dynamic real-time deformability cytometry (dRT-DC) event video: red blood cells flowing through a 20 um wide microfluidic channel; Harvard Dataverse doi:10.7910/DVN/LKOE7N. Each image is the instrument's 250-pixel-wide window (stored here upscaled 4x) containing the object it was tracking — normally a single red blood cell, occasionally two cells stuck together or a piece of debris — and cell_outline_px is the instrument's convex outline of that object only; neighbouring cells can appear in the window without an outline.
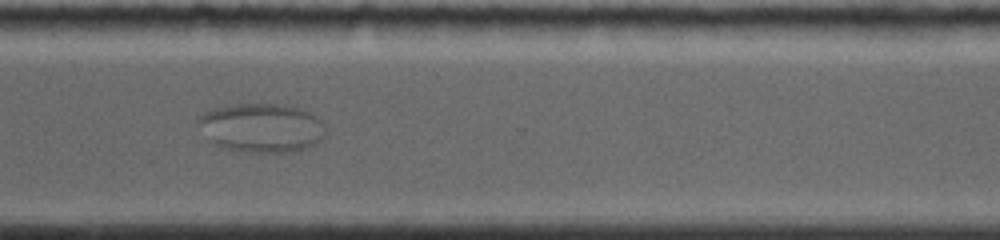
{"species": "common noctule bat (a hibernating species)", "species_latin": "Nyctalus noctula", "temperature_condition": "room temperature", "stored_images_in_passage": 73, "segment_of_instrument_passage": [2, 2], "camera_frame_rate_fps": 4000, "um_per_image_px": 0.085, "animal": {"sex": "female", "body_mass_g": 19.0, "forearm_length_mm": 56.7}, "frame": {"image": 1, "passage_image": 47, "time_ms": 12.5, "image_size_px": [1000, 240], "cell_outline_px": [[324, 136], [316, 144], [296, 152], [252, 152], [220, 148], [212, 140], [320, 132], [324, 132]], "centroid_in_image_um": [23.12, 12.14], "position_along_channel_um": 347.5, "area_um2": 10.87}}